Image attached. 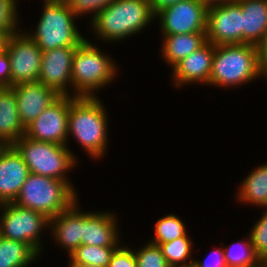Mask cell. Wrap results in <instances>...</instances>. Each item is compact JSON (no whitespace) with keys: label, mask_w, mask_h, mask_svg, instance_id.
<instances>
[{"label":"cell","mask_w":267,"mask_h":267,"mask_svg":"<svg viewBox=\"0 0 267 267\" xmlns=\"http://www.w3.org/2000/svg\"><path fill=\"white\" fill-rule=\"evenodd\" d=\"M104 105L99 97L69 96L67 146L74 138L95 161L105 157L110 144L108 111Z\"/></svg>","instance_id":"obj_1"},{"label":"cell","mask_w":267,"mask_h":267,"mask_svg":"<svg viewBox=\"0 0 267 267\" xmlns=\"http://www.w3.org/2000/svg\"><path fill=\"white\" fill-rule=\"evenodd\" d=\"M155 15L148 0H115L90 21L88 32L101 44H117L142 33Z\"/></svg>","instance_id":"obj_2"},{"label":"cell","mask_w":267,"mask_h":267,"mask_svg":"<svg viewBox=\"0 0 267 267\" xmlns=\"http://www.w3.org/2000/svg\"><path fill=\"white\" fill-rule=\"evenodd\" d=\"M96 43L89 37L76 47L71 73L72 96L98 97L101 88L103 91V88L105 89L119 76L120 68L116 60L101 50Z\"/></svg>","instance_id":"obj_3"},{"label":"cell","mask_w":267,"mask_h":267,"mask_svg":"<svg viewBox=\"0 0 267 267\" xmlns=\"http://www.w3.org/2000/svg\"><path fill=\"white\" fill-rule=\"evenodd\" d=\"M260 79L258 48L253 44L215 45L207 86L239 88Z\"/></svg>","instance_id":"obj_4"},{"label":"cell","mask_w":267,"mask_h":267,"mask_svg":"<svg viewBox=\"0 0 267 267\" xmlns=\"http://www.w3.org/2000/svg\"><path fill=\"white\" fill-rule=\"evenodd\" d=\"M42 3L36 28L23 30L42 51L79 46L87 38L80 33L76 24L78 18L64 0H43Z\"/></svg>","instance_id":"obj_5"},{"label":"cell","mask_w":267,"mask_h":267,"mask_svg":"<svg viewBox=\"0 0 267 267\" xmlns=\"http://www.w3.org/2000/svg\"><path fill=\"white\" fill-rule=\"evenodd\" d=\"M71 180H58L30 173L13 203L52 219L79 198Z\"/></svg>","instance_id":"obj_6"},{"label":"cell","mask_w":267,"mask_h":267,"mask_svg":"<svg viewBox=\"0 0 267 267\" xmlns=\"http://www.w3.org/2000/svg\"><path fill=\"white\" fill-rule=\"evenodd\" d=\"M22 156L30 173L58 180H70L79 159L67 145L32 140L25 135L12 145Z\"/></svg>","instance_id":"obj_7"},{"label":"cell","mask_w":267,"mask_h":267,"mask_svg":"<svg viewBox=\"0 0 267 267\" xmlns=\"http://www.w3.org/2000/svg\"><path fill=\"white\" fill-rule=\"evenodd\" d=\"M49 222L50 219L42 213L13 202L0 204V236L27 243L40 256L44 251L43 233L49 230Z\"/></svg>","instance_id":"obj_8"},{"label":"cell","mask_w":267,"mask_h":267,"mask_svg":"<svg viewBox=\"0 0 267 267\" xmlns=\"http://www.w3.org/2000/svg\"><path fill=\"white\" fill-rule=\"evenodd\" d=\"M22 29L12 33L6 44L11 66V87L37 82L40 73L42 50Z\"/></svg>","instance_id":"obj_9"},{"label":"cell","mask_w":267,"mask_h":267,"mask_svg":"<svg viewBox=\"0 0 267 267\" xmlns=\"http://www.w3.org/2000/svg\"><path fill=\"white\" fill-rule=\"evenodd\" d=\"M207 10L199 0H185L159 10L155 20L161 35L206 32Z\"/></svg>","instance_id":"obj_10"},{"label":"cell","mask_w":267,"mask_h":267,"mask_svg":"<svg viewBox=\"0 0 267 267\" xmlns=\"http://www.w3.org/2000/svg\"><path fill=\"white\" fill-rule=\"evenodd\" d=\"M206 41L214 45L243 44L242 10L237 1L208 8Z\"/></svg>","instance_id":"obj_11"},{"label":"cell","mask_w":267,"mask_h":267,"mask_svg":"<svg viewBox=\"0 0 267 267\" xmlns=\"http://www.w3.org/2000/svg\"><path fill=\"white\" fill-rule=\"evenodd\" d=\"M69 96L60 95L25 128V136L36 141L67 145Z\"/></svg>","instance_id":"obj_12"},{"label":"cell","mask_w":267,"mask_h":267,"mask_svg":"<svg viewBox=\"0 0 267 267\" xmlns=\"http://www.w3.org/2000/svg\"><path fill=\"white\" fill-rule=\"evenodd\" d=\"M77 46L42 51L38 81L59 95L72 96V64Z\"/></svg>","instance_id":"obj_13"},{"label":"cell","mask_w":267,"mask_h":267,"mask_svg":"<svg viewBox=\"0 0 267 267\" xmlns=\"http://www.w3.org/2000/svg\"><path fill=\"white\" fill-rule=\"evenodd\" d=\"M215 45L206 42L198 50L189 54L172 68L171 84L179 90L185 85H208ZM193 83V84H192Z\"/></svg>","instance_id":"obj_14"},{"label":"cell","mask_w":267,"mask_h":267,"mask_svg":"<svg viewBox=\"0 0 267 267\" xmlns=\"http://www.w3.org/2000/svg\"><path fill=\"white\" fill-rule=\"evenodd\" d=\"M116 216L114 211L83 210L81 245L118 247L123 241Z\"/></svg>","instance_id":"obj_15"},{"label":"cell","mask_w":267,"mask_h":267,"mask_svg":"<svg viewBox=\"0 0 267 267\" xmlns=\"http://www.w3.org/2000/svg\"><path fill=\"white\" fill-rule=\"evenodd\" d=\"M29 174L28 166L12 145L0 146V204L15 201Z\"/></svg>","instance_id":"obj_16"},{"label":"cell","mask_w":267,"mask_h":267,"mask_svg":"<svg viewBox=\"0 0 267 267\" xmlns=\"http://www.w3.org/2000/svg\"><path fill=\"white\" fill-rule=\"evenodd\" d=\"M10 88L16 95L17 109L24 128L60 96L39 81L20 83Z\"/></svg>","instance_id":"obj_17"},{"label":"cell","mask_w":267,"mask_h":267,"mask_svg":"<svg viewBox=\"0 0 267 267\" xmlns=\"http://www.w3.org/2000/svg\"><path fill=\"white\" fill-rule=\"evenodd\" d=\"M79 200L49 222L48 236L51 235L55 246L65 249L68 257L81 245L83 208L79 206Z\"/></svg>","instance_id":"obj_18"},{"label":"cell","mask_w":267,"mask_h":267,"mask_svg":"<svg viewBox=\"0 0 267 267\" xmlns=\"http://www.w3.org/2000/svg\"><path fill=\"white\" fill-rule=\"evenodd\" d=\"M23 135L16 95L10 87L0 88V146L13 145Z\"/></svg>","instance_id":"obj_19"},{"label":"cell","mask_w":267,"mask_h":267,"mask_svg":"<svg viewBox=\"0 0 267 267\" xmlns=\"http://www.w3.org/2000/svg\"><path fill=\"white\" fill-rule=\"evenodd\" d=\"M161 58L169 68H173L178 62L189 54L198 50L206 41V32L188 34L162 35Z\"/></svg>","instance_id":"obj_20"},{"label":"cell","mask_w":267,"mask_h":267,"mask_svg":"<svg viewBox=\"0 0 267 267\" xmlns=\"http://www.w3.org/2000/svg\"><path fill=\"white\" fill-rule=\"evenodd\" d=\"M241 5L243 44L258 45L267 34V0H236Z\"/></svg>","instance_id":"obj_21"},{"label":"cell","mask_w":267,"mask_h":267,"mask_svg":"<svg viewBox=\"0 0 267 267\" xmlns=\"http://www.w3.org/2000/svg\"><path fill=\"white\" fill-rule=\"evenodd\" d=\"M237 187L236 199L238 203L256 208L267 207V162L254 167L248 172Z\"/></svg>","instance_id":"obj_22"},{"label":"cell","mask_w":267,"mask_h":267,"mask_svg":"<svg viewBox=\"0 0 267 267\" xmlns=\"http://www.w3.org/2000/svg\"><path fill=\"white\" fill-rule=\"evenodd\" d=\"M40 257L29 244L0 236V267H29Z\"/></svg>","instance_id":"obj_23"},{"label":"cell","mask_w":267,"mask_h":267,"mask_svg":"<svg viewBox=\"0 0 267 267\" xmlns=\"http://www.w3.org/2000/svg\"><path fill=\"white\" fill-rule=\"evenodd\" d=\"M243 237V240L228 246L222 242L227 267H263L264 263L254 252L250 236Z\"/></svg>","instance_id":"obj_24"},{"label":"cell","mask_w":267,"mask_h":267,"mask_svg":"<svg viewBox=\"0 0 267 267\" xmlns=\"http://www.w3.org/2000/svg\"><path fill=\"white\" fill-rule=\"evenodd\" d=\"M194 241L187 233L185 236L175 240L156 244L160 247L170 267H181L194 262Z\"/></svg>","instance_id":"obj_25"},{"label":"cell","mask_w":267,"mask_h":267,"mask_svg":"<svg viewBox=\"0 0 267 267\" xmlns=\"http://www.w3.org/2000/svg\"><path fill=\"white\" fill-rule=\"evenodd\" d=\"M154 224V236L149 239V242L153 244H163L188 233L184 220L182 221V218L173 212L166 216L163 215Z\"/></svg>","instance_id":"obj_26"},{"label":"cell","mask_w":267,"mask_h":267,"mask_svg":"<svg viewBox=\"0 0 267 267\" xmlns=\"http://www.w3.org/2000/svg\"><path fill=\"white\" fill-rule=\"evenodd\" d=\"M117 247H101L80 245L69 259L74 264L91 265L94 267H108L110 258Z\"/></svg>","instance_id":"obj_27"},{"label":"cell","mask_w":267,"mask_h":267,"mask_svg":"<svg viewBox=\"0 0 267 267\" xmlns=\"http://www.w3.org/2000/svg\"><path fill=\"white\" fill-rule=\"evenodd\" d=\"M137 267H170L160 247L149 241L138 249L133 248Z\"/></svg>","instance_id":"obj_28"},{"label":"cell","mask_w":267,"mask_h":267,"mask_svg":"<svg viewBox=\"0 0 267 267\" xmlns=\"http://www.w3.org/2000/svg\"><path fill=\"white\" fill-rule=\"evenodd\" d=\"M261 213L262 215L255 221L250 228L249 236L255 254L264 263L267 260V207Z\"/></svg>","instance_id":"obj_29"},{"label":"cell","mask_w":267,"mask_h":267,"mask_svg":"<svg viewBox=\"0 0 267 267\" xmlns=\"http://www.w3.org/2000/svg\"><path fill=\"white\" fill-rule=\"evenodd\" d=\"M18 5L14 0H0V29H5L10 35L21 29Z\"/></svg>","instance_id":"obj_30"},{"label":"cell","mask_w":267,"mask_h":267,"mask_svg":"<svg viewBox=\"0 0 267 267\" xmlns=\"http://www.w3.org/2000/svg\"><path fill=\"white\" fill-rule=\"evenodd\" d=\"M77 18L91 17L92 20L100 11L115 0H64ZM90 15V16H89Z\"/></svg>","instance_id":"obj_31"},{"label":"cell","mask_w":267,"mask_h":267,"mask_svg":"<svg viewBox=\"0 0 267 267\" xmlns=\"http://www.w3.org/2000/svg\"><path fill=\"white\" fill-rule=\"evenodd\" d=\"M108 267H137L133 248L120 244L113 252Z\"/></svg>","instance_id":"obj_32"},{"label":"cell","mask_w":267,"mask_h":267,"mask_svg":"<svg viewBox=\"0 0 267 267\" xmlns=\"http://www.w3.org/2000/svg\"><path fill=\"white\" fill-rule=\"evenodd\" d=\"M219 246L211 250L210 254L202 260L194 258V263L198 267H227L222 244Z\"/></svg>","instance_id":"obj_33"},{"label":"cell","mask_w":267,"mask_h":267,"mask_svg":"<svg viewBox=\"0 0 267 267\" xmlns=\"http://www.w3.org/2000/svg\"><path fill=\"white\" fill-rule=\"evenodd\" d=\"M7 51L0 53V88L11 87V68Z\"/></svg>","instance_id":"obj_34"},{"label":"cell","mask_w":267,"mask_h":267,"mask_svg":"<svg viewBox=\"0 0 267 267\" xmlns=\"http://www.w3.org/2000/svg\"><path fill=\"white\" fill-rule=\"evenodd\" d=\"M258 48V70L260 79L263 78L267 83V34L257 45Z\"/></svg>","instance_id":"obj_35"},{"label":"cell","mask_w":267,"mask_h":267,"mask_svg":"<svg viewBox=\"0 0 267 267\" xmlns=\"http://www.w3.org/2000/svg\"><path fill=\"white\" fill-rule=\"evenodd\" d=\"M152 10L156 14L159 10L185 0H148Z\"/></svg>","instance_id":"obj_36"},{"label":"cell","mask_w":267,"mask_h":267,"mask_svg":"<svg viewBox=\"0 0 267 267\" xmlns=\"http://www.w3.org/2000/svg\"><path fill=\"white\" fill-rule=\"evenodd\" d=\"M10 34L5 29H0V53L6 50V44Z\"/></svg>","instance_id":"obj_37"},{"label":"cell","mask_w":267,"mask_h":267,"mask_svg":"<svg viewBox=\"0 0 267 267\" xmlns=\"http://www.w3.org/2000/svg\"><path fill=\"white\" fill-rule=\"evenodd\" d=\"M201 3H203L207 8L216 6V5H222L227 2H232L236 0H199Z\"/></svg>","instance_id":"obj_38"},{"label":"cell","mask_w":267,"mask_h":267,"mask_svg":"<svg viewBox=\"0 0 267 267\" xmlns=\"http://www.w3.org/2000/svg\"><path fill=\"white\" fill-rule=\"evenodd\" d=\"M68 267H94L91 265H84V264H74L70 259H68Z\"/></svg>","instance_id":"obj_39"},{"label":"cell","mask_w":267,"mask_h":267,"mask_svg":"<svg viewBox=\"0 0 267 267\" xmlns=\"http://www.w3.org/2000/svg\"><path fill=\"white\" fill-rule=\"evenodd\" d=\"M181 267H198L194 262Z\"/></svg>","instance_id":"obj_40"},{"label":"cell","mask_w":267,"mask_h":267,"mask_svg":"<svg viewBox=\"0 0 267 267\" xmlns=\"http://www.w3.org/2000/svg\"><path fill=\"white\" fill-rule=\"evenodd\" d=\"M264 266L267 267V260L264 262Z\"/></svg>","instance_id":"obj_41"}]
</instances>
